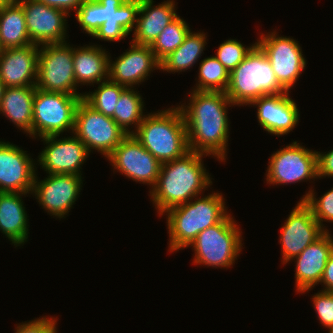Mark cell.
Wrapping results in <instances>:
<instances>
[{
    "mask_svg": "<svg viewBox=\"0 0 333 333\" xmlns=\"http://www.w3.org/2000/svg\"><path fill=\"white\" fill-rule=\"evenodd\" d=\"M189 98V106H179L186 124L189 151L225 161L230 133L227 106L234 104L226 92L192 90Z\"/></svg>",
    "mask_w": 333,
    "mask_h": 333,
    "instance_id": "obj_1",
    "label": "cell"
},
{
    "mask_svg": "<svg viewBox=\"0 0 333 333\" xmlns=\"http://www.w3.org/2000/svg\"><path fill=\"white\" fill-rule=\"evenodd\" d=\"M206 154L189 151L183 157L161 164L155 186L150 196L159 217L169 209L185 204L201 195L212 181L204 167Z\"/></svg>",
    "mask_w": 333,
    "mask_h": 333,
    "instance_id": "obj_2",
    "label": "cell"
},
{
    "mask_svg": "<svg viewBox=\"0 0 333 333\" xmlns=\"http://www.w3.org/2000/svg\"><path fill=\"white\" fill-rule=\"evenodd\" d=\"M195 199L165 212L171 253L189 247L201 231L221 222L229 214L224 197L218 192Z\"/></svg>",
    "mask_w": 333,
    "mask_h": 333,
    "instance_id": "obj_3",
    "label": "cell"
},
{
    "mask_svg": "<svg viewBox=\"0 0 333 333\" xmlns=\"http://www.w3.org/2000/svg\"><path fill=\"white\" fill-rule=\"evenodd\" d=\"M133 135L160 163L189 152L186 124L179 106L146 114Z\"/></svg>",
    "mask_w": 333,
    "mask_h": 333,
    "instance_id": "obj_4",
    "label": "cell"
},
{
    "mask_svg": "<svg viewBox=\"0 0 333 333\" xmlns=\"http://www.w3.org/2000/svg\"><path fill=\"white\" fill-rule=\"evenodd\" d=\"M287 92L278 82L266 54L256 44L230 72L226 95L235 105H249L265 95Z\"/></svg>",
    "mask_w": 333,
    "mask_h": 333,
    "instance_id": "obj_5",
    "label": "cell"
},
{
    "mask_svg": "<svg viewBox=\"0 0 333 333\" xmlns=\"http://www.w3.org/2000/svg\"><path fill=\"white\" fill-rule=\"evenodd\" d=\"M231 214L221 222L201 231L190 247L195 251L196 265L216 268L233 266L242 250V235Z\"/></svg>",
    "mask_w": 333,
    "mask_h": 333,
    "instance_id": "obj_6",
    "label": "cell"
},
{
    "mask_svg": "<svg viewBox=\"0 0 333 333\" xmlns=\"http://www.w3.org/2000/svg\"><path fill=\"white\" fill-rule=\"evenodd\" d=\"M84 95L47 92L35 89L32 138L73 133L76 109Z\"/></svg>",
    "mask_w": 333,
    "mask_h": 333,
    "instance_id": "obj_7",
    "label": "cell"
},
{
    "mask_svg": "<svg viewBox=\"0 0 333 333\" xmlns=\"http://www.w3.org/2000/svg\"><path fill=\"white\" fill-rule=\"evenodd\" d=\"M35 87L47 92L84 95L76 91L73 46L67 41L45 44L39 48Z\"/></svg>",
    "mask_w": 333,
    "mask_h": 333,
    "instance_id": "obj_8",
    "label": "cell"
},
{
    "mask_svg": "<svg viewBox=\"0 0 333 333\" xmlns=\"http://www.w3.org/2000/svg\"><path fill=\"white\" fill-rule=\"evenodd\" d=\"M73 134L87 147L108 158L128 135L112 117L95 110L83 98L79 102Z\"/></svg>",
    "mask_w": 333,
    "mask_h": 333,
    "instance_id": "obj_9",
    "label": "cell"
},
{
    "mask_svg": "<svg viewBox=\"0 0 333 333\" xmlns=\"http://www.w3.org/2000/svg\"><path fill=\"white\" fill-rule=\"evenodd\" d=\"M318 179L317 153L305 149L300 143L292 144L271 154L266 170V181L271 185H284Z\"/></svg>",
    "mask_w": 333,
    "mask_h": 333,
    "instance_id": "obj_10",
    "label": "cell"
},
{
    "mask_svg": "<svg viewBox=\"0 0 333 333\" xmlns=\"http://www.w3.org/2000/svg\"><path fill=\"white\" fill-rule=\"evenodd\" d=\"M256 44L269 59L279 84L287 91L294 86L305 69L306 60L298 41L278 36L276 31L260 35Z\"/></svg>",
    "mask_w": 333,
    "mask_h": 333,
    "instance_id": "obj_11",
    "label": "cell"
},
{
    "mask_svg": "<svg viewBox=\"0 0 333 333\" xmlns=\"http://www.w3.org/2000/svg\"><path fill=\"white\" fill-rule=\"evenodd\" d=\"M108 161L122 175L133 181L155 186L161 164L146 150L133 134H128L108 157Z\"/></svg>",
    "mask_w": 333,
    "mask_h": 333,
    "instance_id": "obj_12",
    "label": "cell"
},
{
    "mask_svg": "<svg viewBox=\"0 0 333 333\" xmlns=\"http://www.w3.org/2000/svg\"><path fill=\"white\" fill-rule=\"evenodd\" d=\"M280 233L282 264H286L319 239L325 231L312 215L311 209L303 201H299Z\"/></svg>",
    "mask_w": 333,
    "mask_h": 333,
    "instance_id": "obj_13",
    "label": "cell"
},
{
    "mask_svg": "<svg viewBox=\"0 0 333 333\" xmlns=\"http://www.w3.org/2000/svg\"><path fill=\"white\" fill-rule=\"evenodd\" d=\"M59 136L41 137L46 146L38 156L39 164L48 174L81 176V167L90 154L87 147L73 133L66 138Z\"/></svg>",
    "mask_w": 333,
    "mask_h": 333,
    "instance_id": "obj_14",
    "label": "cell"
},
{
    "mask_svg": "<svg viewBox=\"0 0 333 333\" xmlns=\"http://www.w3.org/2000/svg\"><path fill=\"white\" fill-rule=\"evenodd\" d=\"M82 179L79 175L48 174L39 181L36 174L32 195L34 193L39 204L51 216L65 218L82 190Z\"/></svg>",
    "mask_w": 333,
    "mask_h": 333,
    "instance_id": "obj_15",
    "label": "cell"
},
{
    "mask_svg": "<svg viewBox=\"0 0 333 333\" xmlns=\"http://www.w3.org/2000/svg\"><path fill=\"white\" fill-rule=\"evenodd\" d=\"M20 5L33 44L41 46L66 42V18L69 17L67 12L35 0H24Z\"/></svg>",
    "mask_w": 333,
    "mask_h": 333,
    "instance_id": "obj_16",
    "label": "cell"
},
{
    "mask_svg": "<svg viewBox=\"0 0 333 333\" xmlns=\"http://www.w3.org/2000/svg\"><path fill=\"white\" fill-rule=\"evenodd\" d=\"M35 164L20 147L0 141V192L32 193Z\"/></svg>",
    "mask_w": 333,
    "mask_h": 333,
    "instance_id": "obj_17",
    "label": "cell"
},
{
    "mask_svg": "<svg viewBox=\"0 0 333 333\" xmlns=\"http://www.w3.org/2000/svg\"><path fill=\"white\" fill-rule=\"evenodd\" d=\"M156 69L160 70V62L150 46L132 42L130 49L117 60L112 61L109 58L108 79L126 88H133V85L144 82Z\"/></svg>",
    "mask_w": 333,
    "mask_h": 333,
    "instance_id": "obj_18",
    "label": "cell"
},
{
    "mask_svg": "<svg viewBox=\"0 0 333 333\" xmlns=\"http://www.w3.org/2000/svg\"><path fill=\"white\" fill-rule=\"evenodd\" d=\"M289 92L261 96L249 105H256L257 119L268 133L277 136L290 133L299 122V109Z\"/></svg>",
    "mask_w": 333,
    "mask_h": 333,
    "instance_id": "obj_19",
    "label": "cell"
},
{
    "mask_svg": "<svg viewBox=\"0 0 333 333\" xmlns=\"http://www.w3.org/2000/svg\"><path fill=\"white\" fill-rule=\"evenodd\" d=\"M39 47L30 44L0 51V78L5 87L36 85Z\"/></svg>",
    "mask_w": 333,
    "mask_h": 333,
    "instance_id": "obj_20",
    "label": "cell"
},
{
    "mask_svg": "<svg viewBox=\"0 0 333 333\" xmlns=\"http://www.w3.org/2000/svg\"><path fill=\"white\" fill-rule=\"evenodd\" d=\"M333 236L325 232L314 243L307 246L296 259V292H308L322 279L327 260L333 253Z\"/></svg>",
    "mask_w": 333,
    "mask_h": 333,
    "instance_id": "obj_21",
    "label": "cell"
},
{
    "mask_svg": "<svg viewBox=\"0 0 333 333\" xmlns=\"http://www.w3.org/2000/svg\"><path fill=\"white\" fill-rule=\"evenodd\" d=\"M102 5L103 24L92 36L118 42L135 29L141 0H97Z\"/></svg>",
    "mask_w": 333,
    "mask_h": 333,
    "instance_id": "obj_22",
    "label": "cell"
},
{
    "mask_svg": "<svg viewBox=\"0 0 333 333\" xmlns=\"http://www.w3.org/2000/svg\"><path fill=\"white\" fill-rule=\"evenodd\" d=\"M153 3V0H141L131 42L150 46L165 27L178 16L175 1L167 0L157 6Z\"/></svg>",
    "mask_w": 333,
    "mask_h": 333,
    "instance_id": "obj_23",
    "label": "cell"
},
{
    "mask_svg": "<svg viewBox=\"0 0 333 333\" xmlns=\"http://www.w3.org/2000/svg\"><path fill=\"white\" fill-rule=\"evenodd\" d=\"M27 194L32 193L0 192V231L15 247L28 239L29 219L22 201Z\"/></svg>",
    "mask_w": 333,
    "mask_h": 333,
    "instance_id": "obj_24",
    "label": "cell"
},
{
    "mask_svg": "<svg viewBox=\"0 0 333 333\" xmlns=\"http://www.w3.org/2000/svg\"><path fill=\"white\" fill-rule=\"evenodd\" d=\"M105 49L97 45L73 48L76 90L79 84L92 85L108 80L109 58Z\"/></svg>",
    "mask_w": 333,
    "mask_h": 333,
    "instance_id": "obj_25",
    "label": "cell"
},
{
    "mask_svg": "<svg viewBox=\"0 0 333 333\" xmlns=\"http://www.w3.org/2000/svg\"><path fill=\"white\" fill-rule=\"evenodd\" d=\"M35 86L6 87L1 100L0 113L17 128L32 136L33 99Z\"/></svg>",
    "mask_w": 333,
    "mask_h": 333,
    "instance_id": "obj_26",
    "label": "cell"
},
{
    "mask_svg": "<svg viewBox=\"0 0 333 333\" xmlns=\"http://www.w3.org/2000/svg\"><path fill=\"white\" fill-rule=\"evenodd\" d=\"M33 44L26 28L20 4L0 5V48H16Z\"/></svg>",
    "mask_w": 333,
    "mask_h": 333,
    "instance_id": "obj_27",
    "label": "cell"
},
{
    "mask_svg": "<svg viewBox=\"0 0 333 333\" xmlns=\"http://www.w3.org/2000/svg\"><path fill=\"white\" fill-rule=\"evenodd\" d=\"M206 38L204 32L193 33L190 30L183 43L160 62V70L175 73L190 69L202 56Z\"/></svg>",
    "mask_w": 333,
    "mask_h": 333,
    "instance_id": "obj_28",
    "label": "cell"
},
{
    "mask_svg": "<svg viewBox=\"0 0 333 333\" xmlns=\"http://www.w3.org/2000/svg\"><path fill=\"white\" fill-rule=\"evenodd\" d=\"M143 99L137 91L132 88H125L117 101L112 118L127 133L133 134L129 127L135 125L138 128L146 116L144 111Z\"/></svg>",
    "mask_w": 333,
    "mask_h": 333,
    "instance_id": "obj_29",
    "label": "cell"
},
{
    "mask_svg": "<svg viewBox=\"0 0 333 333\" xmlns=\"http://www.w3.org/2000/svg\"><path fill=\"white\" fill-rule=\"evenodd\" d=\"M198 78L193 90L226 92L230 81V72L215 56H211L201 60Z\"/></svg>",
    "mask_w": 333,
    "mask_h": 333,
    "instance_id": "obj_30",
    "label": "cell"
},
{
    "mask_svg": "<svg viewBox=\"0 0 333 333\" xmlns=\"http://www.w3.org/2000/svg\"><path fill=\"white\" fill-rule=\"evenodd\" d=\"M189 31L190 27L186 21L177 16L150 45L156 59L161 62L176 50L183 43Z\"/></svg>",
    "mask_w": 333,
    "mask_h": 333,
    "instance_id": "obj_31",
    "label": "cell"
},
{
    "mask_svg": "<svg viewBox=\"0 0 333 333\" xmlns=\"http://www.w3.org/2000/svg\"><path fill=\"white\" fill-rule=\"evenodd\" d=\"M98 84V89L94 92L83 93V99L95 110L103 113L105 116L112 117L117 101L126 87L109 79Z\"/></svg>",
    "mask_w": 333,
    "mask_h": 333,
    "instance_id": "obj_32",
    "label": "cell"
},
{
    "mask_svg": "<svg viewBox=\"0 0 333 333\" xmlns=\"http://www.w3.org/2000/svg\"><path fill=\"white\" fill-rule=\"evenodd\" d=\"M314 190H309L303 195V201L312 211V215L318 221L325 232H329L323 222H333V188L323 194L319 199L315 197Z\"/></svg>",
    "mask_w": 333,
    "mask_h": 333,
    "instance_id": "obj_33",
    "label": "cell"
},
{
    "mask_svg": "<svg viewBox=\"0 0 333 333\" xmlns=\"http://www.w3.org/2000/svg\"><path fill=\"white\" fill-rule=\"evenodd\" d=\"M255 45L256 42L250 45V47H245L240 41L228 39L220 44L215 57L222 63L228 72H231Z\"/></svg>",
    "mask_w": 333,
    "mask_h": 333,
    "instance_id": "obj_34",
    "label": "cell"
},
{
    "mask_svg": "<svg viewBox=\"0 0 333 333\" xmlns=\"http://www.w3.org/2000/svg\"><path fill=\"white\" fill-rule=\"evenodd\" d=\"M74 12L81 29L90 36L103 24L102 5L97 0H86Z\"/></svg>",
    "mask_w": 333,
    "mask_h": 333,
    "instance_id": "obj_35",
    "label": "cell"
},
{
    "mask_svg": "<svg viewBox=\"0 0 333 333\" xmlns=\"http://www.w3.org/2000/svg\"><path fill=\"white\" fill-rule=\"evenodd\" d=\"M315 311L325 328L333 327V292L318 291L313 297Z\"/></svg>",
    "mask_w": 333,
    "mask_h": 333,
    "instance_id": "obj_36",
    "label": "cell"
},
{
    "mask_svg": "<svg viewBox=\"0 0 333 333\" xmlns=\"http://www.w3.org/2000/svg\"><path fill=\"white\" fill-rule=\"evenodd\" d=\"M57 318L47 316L39 317L16 326L15 333H57Z\"/></svg>",
    "mask_w": 333,
    "mask_h": 333,
    "instance_id": "obj_37",
    "label": "cell"
},
{
    "mask_svg": "<svg viewBox=\"0 0 333 333\" xmlns=\"http://www.w3.org/2000/svg\"><path fill=\"white\" fill-rule=\"evenodd\" d=\"M317 153V177H333V149L327 153Z\"/></svg>",
    "mask_w": 333,
    "mask_h": 333,
    "instance_id": "obj_38",
    "label": "cell"
},
{
    "mask_svg": "<svg viewBox=\"0 0 333 333\" xmlns=\"http://www.w3.org/2000/svg\"><path fill=\"white\" fill-rule=\"evenodd\" d=\"M40 3L46 4L50 7H55L64 10L68 14L70 11H76L86 0H35Z\"/></svg>",
    "mask_w": 333,
    "mask_h": 333,
    "instance_id": "obj_39",
    "label": "cell"
},
{
    "mask_svg": "<svg viewBox=\"0 0 333 333\" xmlns=\"http://www.w3.org/2000/svg\"><path fill=\"white\" fill-rule=\"evenodd\" d=\"M320 283H323L325 288L321 291L333 292V253L327 260L325 270Z\"/></svg>",
    "mask_w": 333,
    "mask_h": 333,
    "instance_id": "obj_40",
    "label": "cell"
},
{
    "mask_svg": "<svg viewBox=\"0 0 333 333\" xmlns=\"http://www.w3.org/2000/svg\"><path fill=\"white\" fill-rule=\"evenodd\" d=\"M24 0H0V5L1 4H20Z\"/></svg>",
    "mask_w": 333,
    "mask_h": 333,
    "instance_id": "obj_41",
    "label": "cell"
},
{
    "mask_svg": "<svg viewBox=\"0 0 333 333\" xmlns=\"http://www.w3.org/2000/svg\"><path fill=\"white\" fill-rule=\"evenodd\" d=\"M5 88L6 87H5L3 81L0 78V106H1V100H2Z\"/></svg>",
    "mask_w": 333,
    "mask_h": 333,
    "instance_id": "obj_42",
    "label": "cell"
},
{
    "mask_svg": "<svg viewBox=\"0 0 333 333\" xmlns=\"http://www.w3.org/2000/svg\"><path fill=\"white\" fill-rule=\"evenodd\" d=\"M328 333H333V327L329 329Z\"/></svg>",
    "mask_w": 333,
    "mask_h": 333,
    "instance_id": "obj_43",
    "label": "cell"
}]
</instances>
